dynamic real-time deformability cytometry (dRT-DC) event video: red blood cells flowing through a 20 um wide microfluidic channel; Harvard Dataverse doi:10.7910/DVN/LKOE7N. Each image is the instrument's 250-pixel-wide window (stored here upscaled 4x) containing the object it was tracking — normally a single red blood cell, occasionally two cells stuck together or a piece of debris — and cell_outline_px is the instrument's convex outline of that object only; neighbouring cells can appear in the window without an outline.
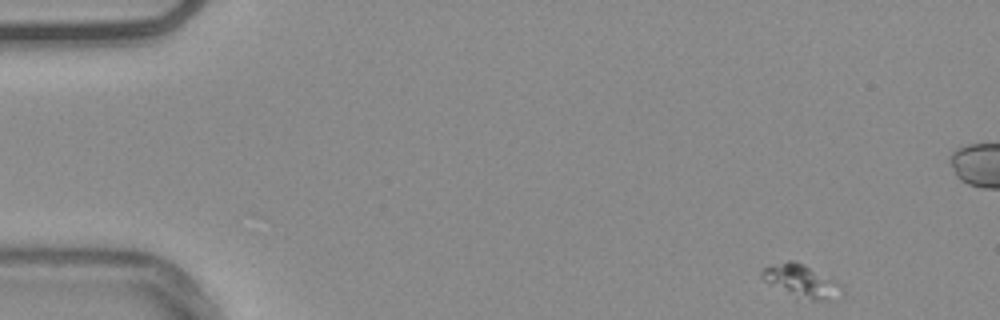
{"species": "common noctule bat (a hibernating species)", "species_latin": "Nyctalus noctula", "temperature_condition": "warm", "stored_images_in_passage": 52, "segment_of_instrument_passage": [1, 2], "camera_frame_rate_fps": 3000, "um_per_image_px": 0.085, "animal": {"sex": "male", "body_mass_g": 20.4}, "frame": {"image": 1, "passage_image": 1, "time_ms": 0.0, "image_size_px": [1000, 320], "cell_outline_px": [[844, 296], [820, 300], [796, 300], [768, 284], [760, 276], [760, 272], [764, 268], [788, 260], [792, 260], [804, 264], [836, 280], [844, 288]], "centroid_in_image_um": [68.13, 23.94], "position_along_channel_um": 16.9, "area_um2": 15.84}}
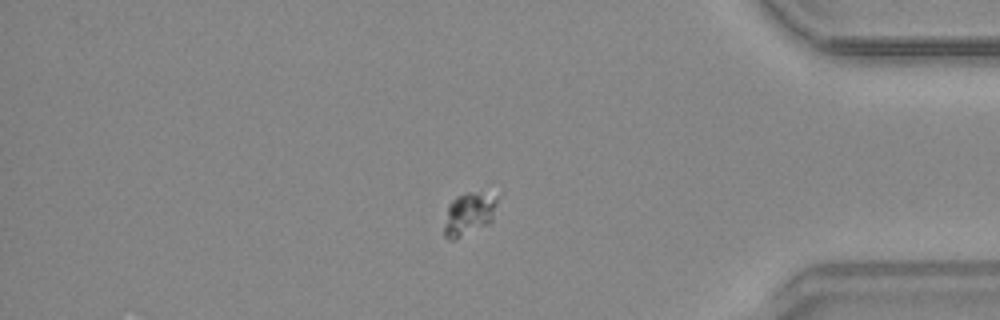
{"frame": {"image": 2, "passage_image": 43, "time_ms": 14.0, "image_size_px": [1000, 320], "cell_outline_px": [[496, 200], [492, 224], [456, 240], [448, 240], [444, 236], [444, 228], [448, 204], [456, 196], [464, 192], [468, 192], [496, 196]], "centroid_in_image_um": [39.83, 18.24], "position_along_channel_um": 395.4, "area_um2": 13.41}}